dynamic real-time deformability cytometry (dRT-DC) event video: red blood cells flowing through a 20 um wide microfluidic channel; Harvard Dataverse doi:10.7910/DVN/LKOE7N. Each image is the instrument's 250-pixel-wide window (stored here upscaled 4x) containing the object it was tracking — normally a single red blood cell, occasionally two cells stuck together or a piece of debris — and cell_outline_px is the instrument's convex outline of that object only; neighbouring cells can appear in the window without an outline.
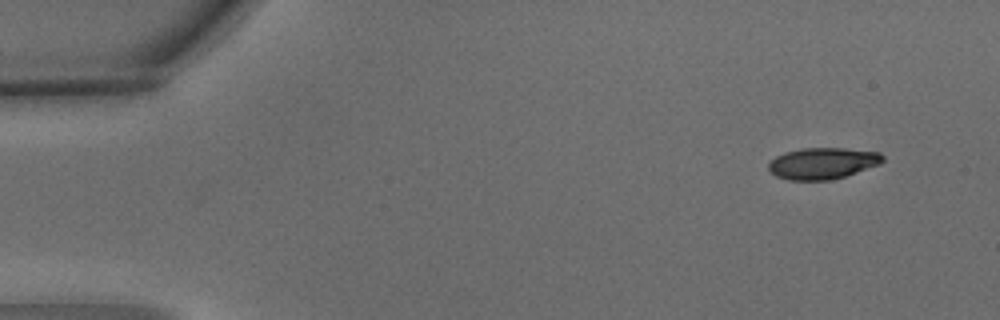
{"species": "common noctule bat (a hibernating species)", "species_latin": "Nyctalus noctula", "temperature_condition": "warm", "stored_images_in_passage": 3, "camera_frame_rate_fps": 3000, "um_per_image_px": 0.085, "animal": {"sex": "male", "body_mass_g": 15.6}, "frame": {"image": 1, "passage_image": 1, "time_ms": 0.0, "image_size_px": [1000, 320], "cell_outline_px": [[884, 160], [880, 164], [832, 180], [788, 180], [776, 176], [768, 168], [768, 164], [776, 156], [784, 152], [804, 148], [844, 148], [880, 152], [884, 156]], "centroid_in_image_um": [69.93, 13.88], "position_along_channel_um": 15.1, "area_um2": 20.87}}